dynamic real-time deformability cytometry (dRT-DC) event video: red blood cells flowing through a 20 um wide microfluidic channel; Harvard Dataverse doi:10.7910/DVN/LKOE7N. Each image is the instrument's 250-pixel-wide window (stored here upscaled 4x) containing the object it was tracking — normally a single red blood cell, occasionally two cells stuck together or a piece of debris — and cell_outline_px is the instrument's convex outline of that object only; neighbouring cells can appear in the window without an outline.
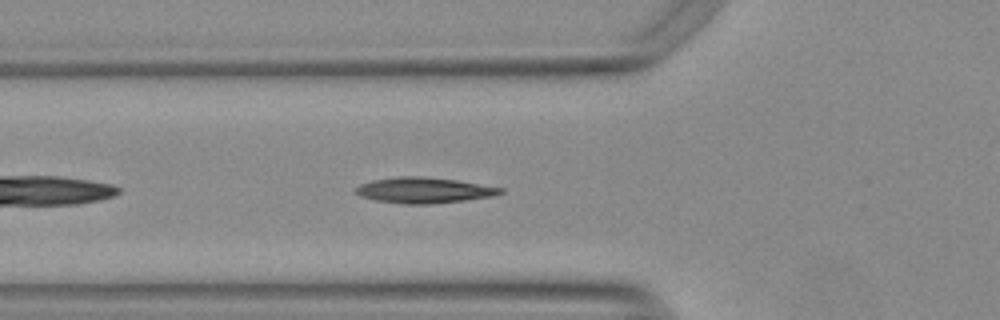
{"species": "Egyptian fruit bat (a non-hibernating species)", "species_latin": "Rousettus aegyptiacus", "temperature_condition": "warm", "stored_images_in_passage": 36, "camera_frame_rate_fps": 3000, "um_per_image_px": 0.085, "animal": {"sex": "female"}, "frame": {"image": 1, "passage_image": 5, "time_ms": 1.333, "image_size_px": [1000, 320], "cell_outline_px": [[504, 192], [492, 196], [464, 200], [432, 204], [404, 204], [376, 200], [360, 196], [352, 192], [352, 188], [360, 184], [372, 180], [396, 176], [424, 176], [456, 180], [504, 188]], "centroid_in_image_um": [35.97, 16.16], "position_along_channel_um": 89.8, "area_um2": 21.85}}
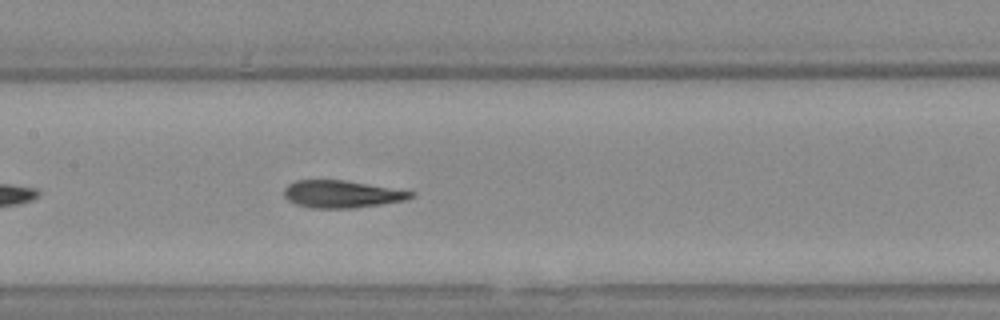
{"frame": {"image": 2, "passage_image": 12, "time_ms": 3.667, "image_size_px": [1000, 320], "cell_outline_px": [[416, 196], [404, 200], [380, 204], [352, 208], [312, 208], [296, 204], [288, 200], [284, 196], [284, 188], [288, 184], [296, 180], [344, 180], [416, 192]], "centroid_in_image_um": [29.04, 16.49], "position_along_channel_um": 178.4, "area_um2": 20.11}}
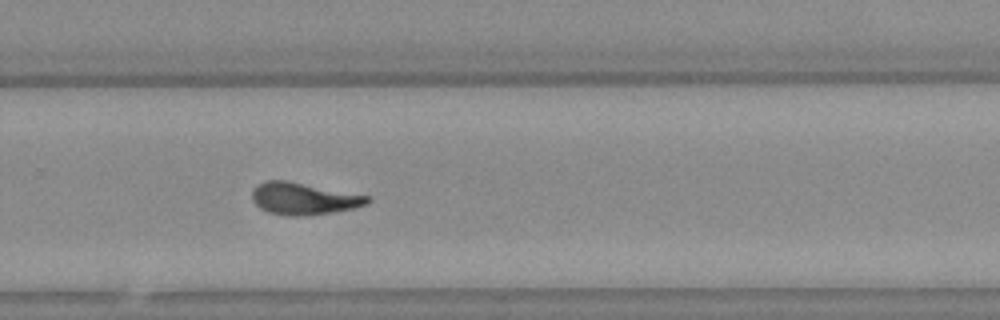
{"frame": {"image": 3, "passage_image": 22, "time_ms": 7.0, "image_size_px": [1000, 320], "cell_outline_px": [[372, 200], [368, 204], [352, 208], [332, 212], [304, 216], [288, 216], [268, 212], [260, 208], [252, 200], [252, 192], [256, 184], [264, 180], [288, 180], [368, 196]], "centroid_in_image_um": [25.77, 16.87], "position_along_channel_um": 304.0, "area_um2": 21.56}, "authors_computed_cell_mechanics": {"area_um2": 21.3282, "velocity_mm_per_s": 3.7874, "shape_relaxation_time_tau1_ms": 11.0409, "shape_relaxation_time_tau2_ms": 2.6308, "deformation_change_tau1": 0.2893, "deformation_change_tau2": 0.1009}}